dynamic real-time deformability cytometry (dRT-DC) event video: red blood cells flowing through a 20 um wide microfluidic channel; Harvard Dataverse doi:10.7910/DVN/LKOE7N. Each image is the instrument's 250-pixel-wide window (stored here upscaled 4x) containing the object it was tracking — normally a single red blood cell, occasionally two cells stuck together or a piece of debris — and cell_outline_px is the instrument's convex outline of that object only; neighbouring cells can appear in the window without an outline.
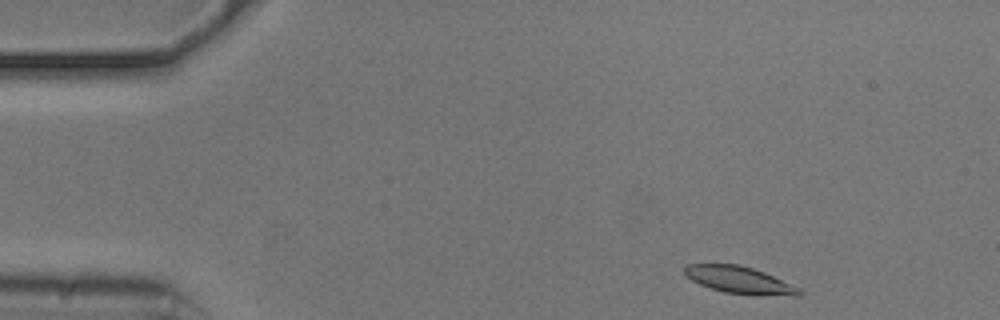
{"species": "common noctule bat (a hibernating species)", "species_latin": "Nyctalus noctula", "temperature_condition": "cold", "stored_images_in_passage": 48, "camera_frame_rate_fps": 3000, "um_per_image_px": 0.085, "animal": {"sex": "male", "body_mass_g": 20.5, "forearm_length_mm": 52.5}, "frame": {"image": 1, "passage_image": 1, "time_ms": 0.0, "image_size_px": [1000, 320], "cell_outline_px": [[804, 292], [800, 296], [792, 296], [724, 292], [700, 284], [692, 280], [684, 272], [684, 268], [688, 264], [736, 264], [752, 268], [764, 272], [800, 288]], "centroid_in_image_um": [62.88, 23.79], "position_along_channel_um": 22.1, "area_um2": 17.63}}
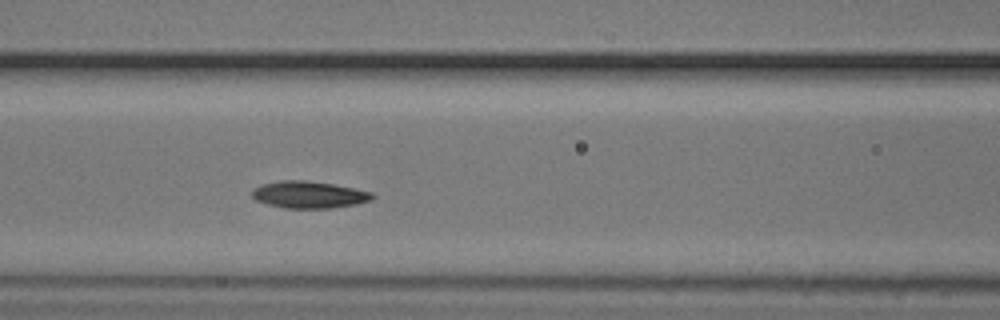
{"frame": {"image": 2, "passage_image": 17, "time_ms": 5.333, "image_size_px": [1000, 320], "cell_outline_px": [[376, 196], [372, 200], [356, 204], [332, 208], [284, 208], [268, 204], [256, 200], [252, 196], [252, 192], [256, 188], [264, 184], [280, 180], [308, 180], [332, 184], [372, 192]], "centroid_in_image_um": [26.3, 16.55], "position_along_channel_um": 140.3, "area_um2": 18.79}}
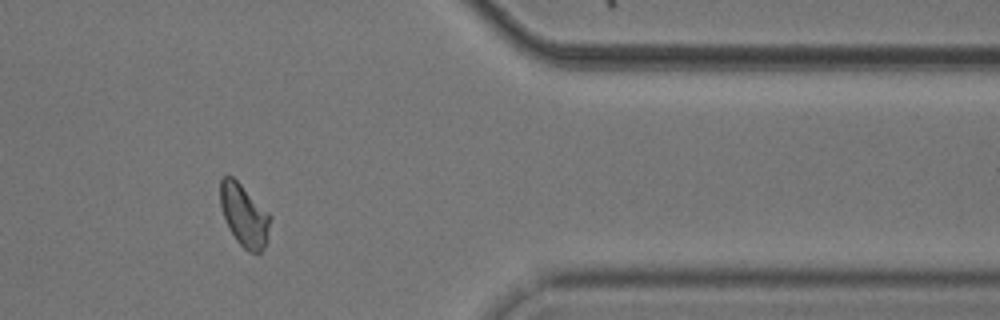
{"frame": {"image": 3, "passage_image": 39, "time_ms": 12.667, "image_size_px": [1000, 320], "cell_outline_px": [[272, 216], [268, 240], [264, 248], [260, 252], [248, 252], [236, 240], [228, 228], [220, 204], [220, 180], [224, 176], [232, 176]], "centroid_in_image_um": [20.77, 18.33], "position_along_channel_um": 390.6, "area_um2": 18.09}, "authors_computed_cell_mechanics": {"area_um2": 18.4382, "velocity_mm_per_s": 3.7022, "shape_relaxation_time_tau1_ms": 2.5085, "shape_relaxation_time_tau2_ms": 4.4061, "deformation_change_tau1": 0.1114, "deformation_change_tau2": 0.0735}}